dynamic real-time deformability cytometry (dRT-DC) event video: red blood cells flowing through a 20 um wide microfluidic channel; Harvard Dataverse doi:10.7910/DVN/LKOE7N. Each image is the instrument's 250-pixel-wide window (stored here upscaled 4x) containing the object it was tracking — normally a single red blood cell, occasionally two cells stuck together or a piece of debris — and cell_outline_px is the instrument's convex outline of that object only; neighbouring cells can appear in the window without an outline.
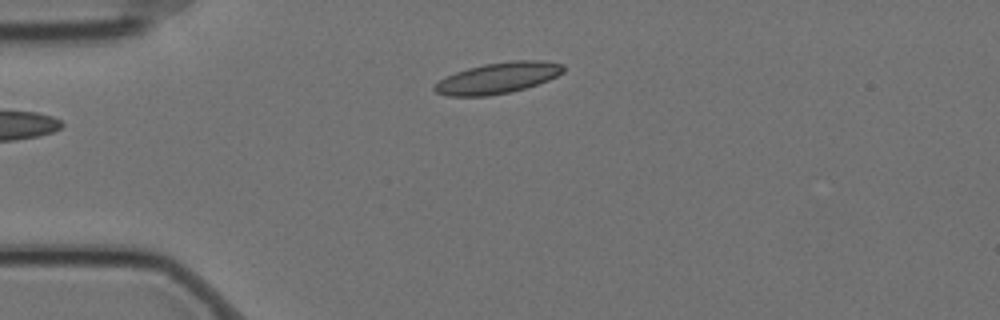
{"species": "Egyptian fruit bat (a non-hibernating species)", "species_latin": "Rousettus aegyptiacus", "temperature_condition": "cold", "stored_images_in_passage": 3, "camera_frame_rate_fps": 3000, "um_per_image_px": 0.085, "animal": {"sex": "female"}, "frame": {"image": 1, "passage_image": 3, "time_ms": 0.667, "image_size_px": [1000, 320], "cell_outline_px": [[564, 72], [548, 80], [524, 88], [508, 92], [488, 96], [448, 96], [436, 92], [432, 88], [444, 76], [468, 68], [484, 64], [512, 60], [540, 60], [564, 64]], "centroid_in_image_um": [42.31, 6.62], "position_along_channel_um": 42.7, "area_um2": 23.18}}